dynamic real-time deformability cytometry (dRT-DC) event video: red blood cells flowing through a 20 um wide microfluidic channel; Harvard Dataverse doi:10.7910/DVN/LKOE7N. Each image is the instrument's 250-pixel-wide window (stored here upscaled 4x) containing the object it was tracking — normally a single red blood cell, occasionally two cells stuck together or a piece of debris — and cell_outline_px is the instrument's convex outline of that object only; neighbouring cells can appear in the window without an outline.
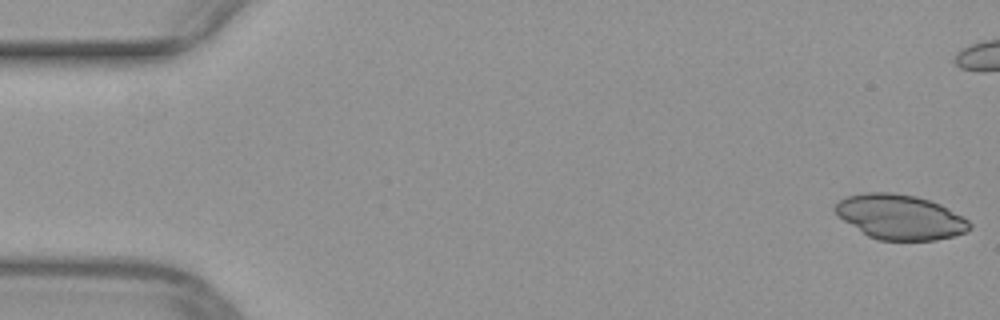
{"species": "common noctule bat (a hibernating species)", "species_latin": "Nyctalus noctula", "temperature_condition": "warm", "stored_images_in_passage": 40, "camera_frame_rate_fps": 3000, "um_per_image_px": 0.085, "animal": {"sex": "female", "body_mass_g": 29.2, "forearm_length_mm": 56.3}, "frame": {"image": 1, "passage_image": 1, "time_ms": 0.0, "image_size_px": [1000, 320], "cell_outline_px": [[972, 228], [968, 232], [936, 240], [880, 240], [868, 236], [844, 220], [832, 208], [840, 200], [848, 196], [864, 192], [892, 192], [916, 196], [940, 204], [968, 220], [972, 224]], "centroid_in_image_um": [76.53, 18.44], "position_along_channel_um": 8.5, "area_um2": 34.91}}